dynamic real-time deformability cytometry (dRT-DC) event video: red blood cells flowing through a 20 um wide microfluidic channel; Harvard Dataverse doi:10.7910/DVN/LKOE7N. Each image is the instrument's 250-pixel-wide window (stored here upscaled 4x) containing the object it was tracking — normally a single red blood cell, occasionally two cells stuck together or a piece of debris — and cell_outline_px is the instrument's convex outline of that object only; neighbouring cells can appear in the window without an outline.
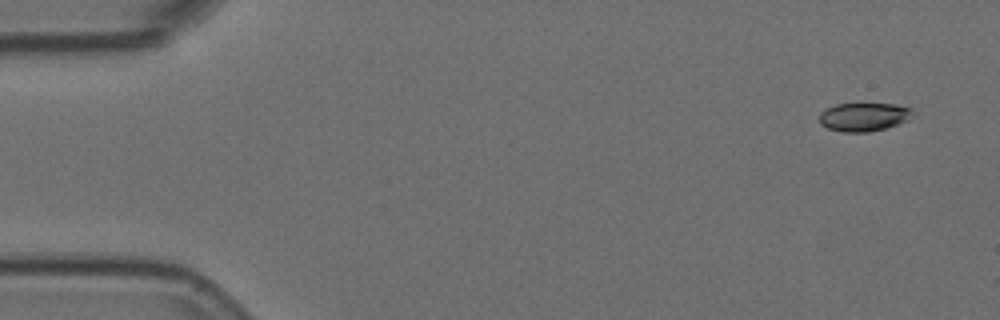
{"species": "Egyptian fruit bat (a non-hibernating species)", "species_latin": "Rousettus aegyptiacus", "temperature_condition": "room temperature", "stored_images_in_passage": 7, "camera_frame_rate_fps": 3000, "um_per_image_px": 0.085, "animal": {"sex": "female"}, "frame": {"image": 1, "passage_image": 1, "time_ms": 0.0, "image_size_px": [1000, 320], "cell_outline_px": [[916, 112], [908, 120], [884, 128], [868, 132], [844, 132], [828, 128], [820, 124], [820, 112], [836, 104], [896, 104], [912, 108]], "centroid_in_image_um": [73.46, 9.93], "position_along_channel_um": 11.5, "area_um2": 15.43}}
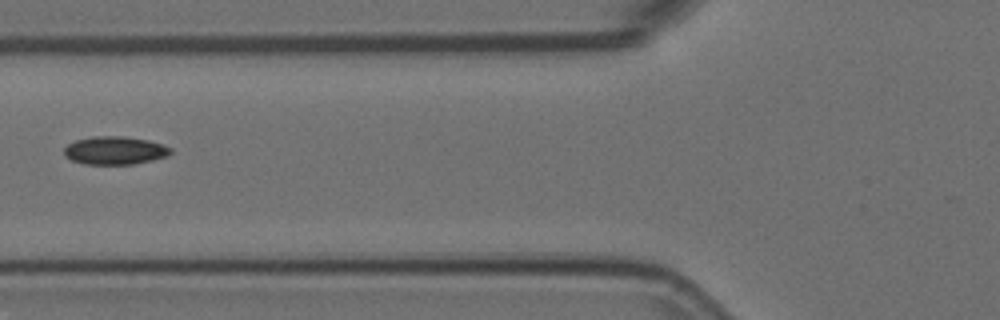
{"frame": {"image": 2, "passage_image": 6, "time_ms": 1.667, "image_size_px": [1000, 320], "cell_outline_px": [[172, 152], [168, 156], [152, 160], [132, 164], [84, 164], [72, 160], [64, 156], [64, 148], [68, 144], [76, 140], [92, 136], [124, 136], [148, 140], [172, 148]], "centroid_in_image_um": [9.75, 12.79], "position_along_channel_um": 116.0, "area_um2": 17.46}}
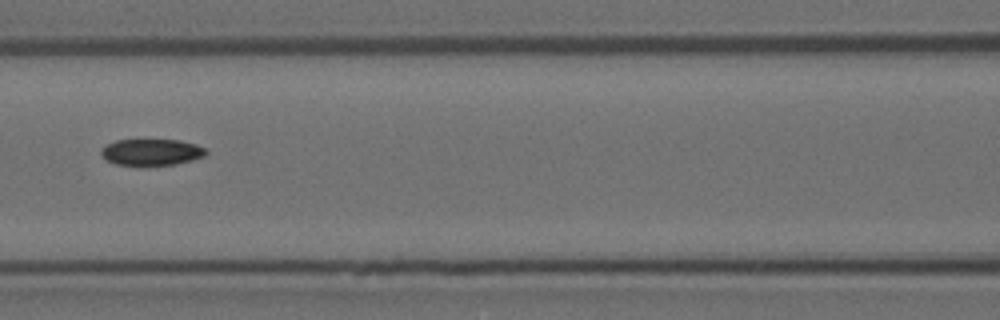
{"frame": {"image": 3, "passage_image": 7, "time_ms": 2.0, "image_size_px": [1000, 320], "cell_outline_px": [[208, 152], [204, 156], [192, 160], [176, 164], [116, 164], [108, 160], [100, 152], [108, 144], [116, 140], [180, 140], [196, 144], [204, 148]], "centroid_in_image_um": [12.93, 12.91], "position_along_channel_um": 153.7, "area_um2": 15.66}}